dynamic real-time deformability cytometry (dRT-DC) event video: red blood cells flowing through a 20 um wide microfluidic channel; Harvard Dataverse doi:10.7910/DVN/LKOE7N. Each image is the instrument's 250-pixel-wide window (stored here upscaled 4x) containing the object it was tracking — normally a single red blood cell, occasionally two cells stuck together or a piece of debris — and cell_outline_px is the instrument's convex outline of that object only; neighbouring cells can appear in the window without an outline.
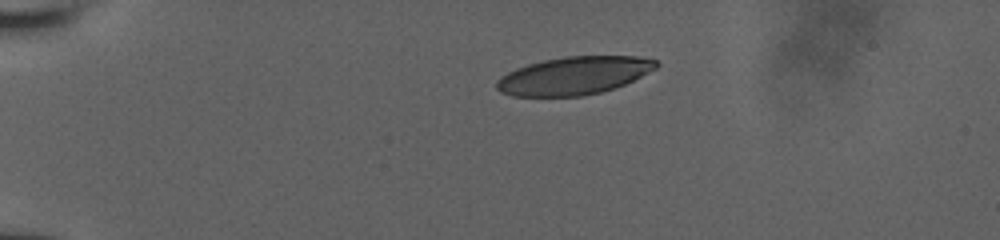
{"species": "human", "species_latin": "Homo sapiens", "temperature_condition": "room temperature", "stored_images_in_passage": 60, "camera_frame_rate_fps": 3000, "um_per_image_px": 0.085, "donor": {"sex": "male"}, "frame": {"image": 1, "passage_image": 1, "time_ms": 0.0, "image_size_px": [1000, 240], "cell_outline_px": [[660, 64], [656, 68], [624, 84], [600, 92], [580, 96], [512, 96], [500, 92], [496, 88], [496, 80], [500, 76], [516, 68], [528, 64], [544, 60], [564, 56], [636, 56], [656, 60]], "centroid_in_image_um": [48.74, 6.42], "position_along_channel_um": 36.3, "area_um2": 35.08}}
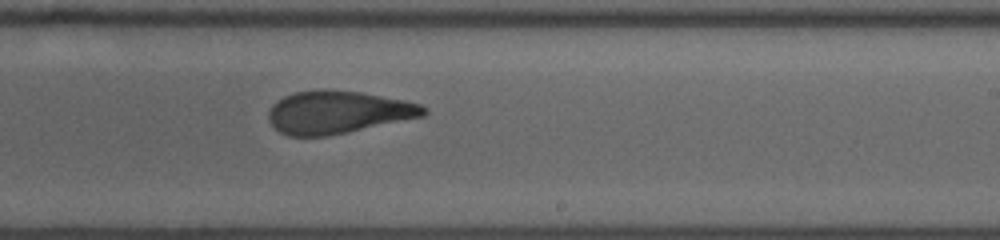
{"frame": {"image": 2, "passage_image": 32, "time_ms": 7.333, "image_size_px": [1000, 240], "cell_outline_px": [[428, 112], [424, 116], [348, 132], [328, 136], [288, 136], [280, 132], [268, 120], [268, 112], [272, 104], [276, 100], [284, 96], [296, 92], [320, 88], [360, 92], [404, 100], [420, 104], [428, 108]], "centroid_in_image_um": [28.71, 9.53], "position_along_channel_um": 260.3, "area_um2": 38.78}}
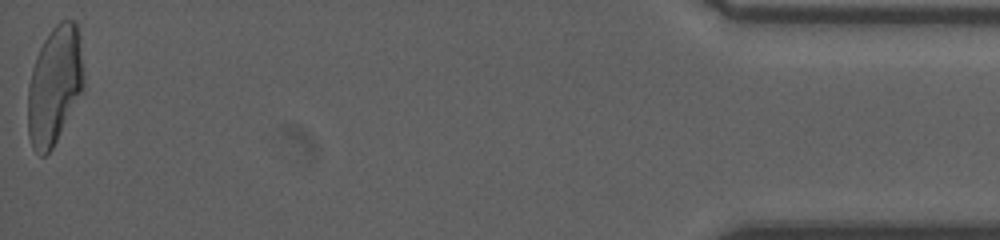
{"frame": {"image": 3, "passage_image": 59, "time_ms": 13.667, "image_size_px": [1000, 240], "cell_outline_px": [[84, 88], [52, 148], [44, 156], [40, 156], [32, 148], [28, 136], [28, 84], [32, 68], [36, 56], [44, 40], [52, 28], [60, 20], [76, 20], [84, 80]], "centroid_in_image_um": [4.61, 7.27], "position_along_channel_um": 430.6, "area_um2": 38.15}}